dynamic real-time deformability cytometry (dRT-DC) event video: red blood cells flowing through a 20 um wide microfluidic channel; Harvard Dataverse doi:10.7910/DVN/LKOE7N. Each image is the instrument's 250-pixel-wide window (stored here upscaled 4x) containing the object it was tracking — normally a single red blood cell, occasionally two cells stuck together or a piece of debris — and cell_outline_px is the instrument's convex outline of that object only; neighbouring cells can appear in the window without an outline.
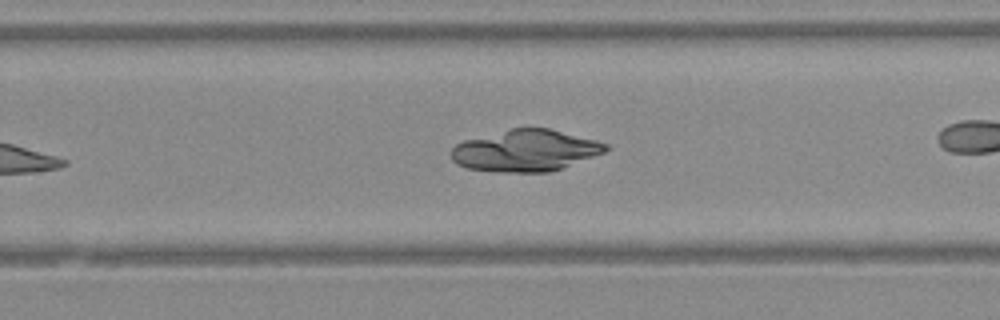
{"species": "Egyptian fruit bat (a non-hibernating species)", "species_latin": "Rousettus aegyptiacus", "temperature_condition": "warm", "stored_images_in_passage": 23, "camera_frame_rate_fps": 3000, "um_per_image_px": 0.085, "animal": {"sex": "female"}, "frame": {"image": 1, "passage_image": 17, "time_ms": 5.333, "image_size_px": [1000, 320], "cell_outline_px": [[608, 148], [604, 152], [560, 168], [548, 172], [504, 172], [468, 168], [456, 164], [452, 160], [452, 148], [456, 144], [464, 140], [512, 128], [548, 128], [596, 140], [608, 144]], "centroid_in_image_um": [44.64, 12.79], "position_along_channel_um": 285.2, "area_um2": 36.93}}